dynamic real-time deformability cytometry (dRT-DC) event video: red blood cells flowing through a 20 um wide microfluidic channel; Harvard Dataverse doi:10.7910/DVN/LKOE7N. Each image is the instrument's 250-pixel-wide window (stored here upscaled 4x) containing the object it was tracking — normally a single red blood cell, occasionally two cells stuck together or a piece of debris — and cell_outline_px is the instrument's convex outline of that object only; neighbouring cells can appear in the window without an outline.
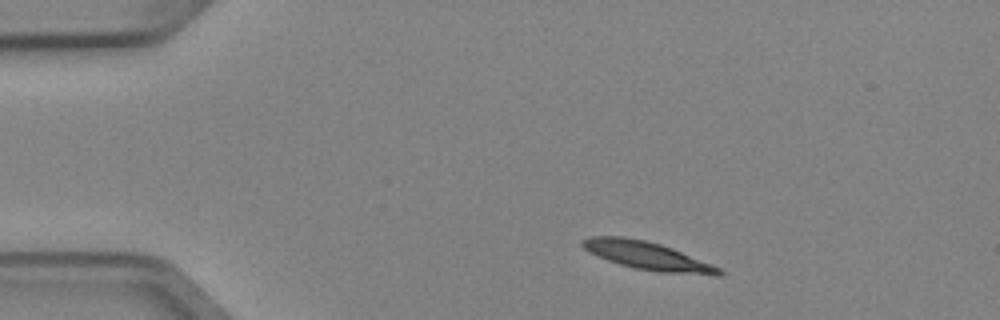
{"species": "Egyptian fruit bat (a non-hibernating species)", "species_latin": "Rousettus aegyptiacus", "temperature_condition": "cold", "stored_images_in_passage": 5, "camera_frame_rate_fps": 3000, "um_per_image_px": 0.085, "animal": {"sex": "female"}, "frame": {"image": 1, "passage_image": 1, "time_ms": 0.0, "image_size_px": [1000, 320], "cell_outline_px": [[724, 272], [720, 276], [716, 276], [660, 272], [636, 268], [620, 264], [608, 260], [588, 252], [580, 244], [580, 240], [588, 236], [624, 236], [644, 240], [660, 244], [672, 248], [712, 264], [720, 268]], "centroid_in_image_um": [55.02, 21.74], "position_along_channel_um": 30.0, "area_um2": 22.37}}
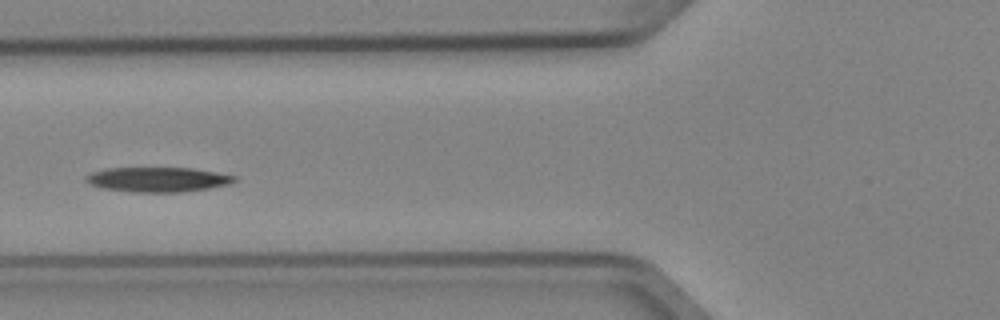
{"frame": {"image": 2, "passage_image": 4, "time_ms": 1.0, "image_size_px": [1000, 320], "cell_outline_px": [[236, 180], [228, 184], [208, 188], [180, 192], [132, 192], [100, 188], [88, 184], [84, 180], [84, 176], [92, 172], [104, 168], [192, 168], [216, 172], [236, 176]], "centroid_in_image_um": [13.33, 15.26], "position_along_channel_um": 112.5, "area_um2": 21.5}}
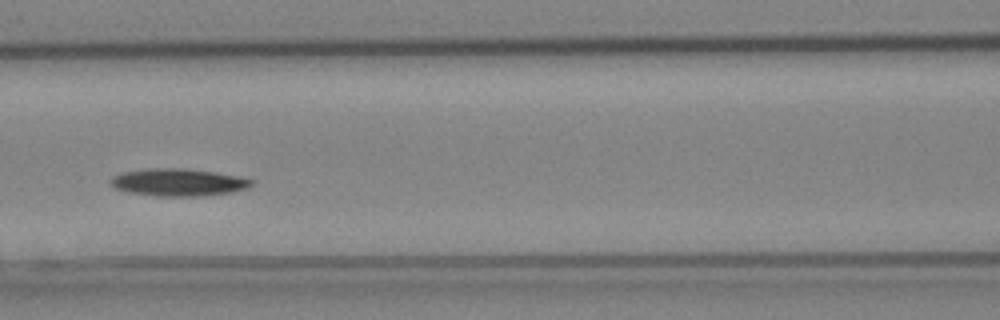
{"frame": {"image": 3, "passage_image": 5, "time_ms": 1.333, "image_size_px": [1000, 320], "cell_outline_px": [[256, 184], [248, 188], [232, 192], [200, 196], [156, 196], [128, 192], [116, 188], [108, 180], [112, 176], [124, 172], [148, 168], [184, 168], [216, 172], [240, 176], [256, 180]], "centroid_in_image_um": [15.22, 15.49], "position_along_channel_um": 151.4, "area_um2": 22.77}}